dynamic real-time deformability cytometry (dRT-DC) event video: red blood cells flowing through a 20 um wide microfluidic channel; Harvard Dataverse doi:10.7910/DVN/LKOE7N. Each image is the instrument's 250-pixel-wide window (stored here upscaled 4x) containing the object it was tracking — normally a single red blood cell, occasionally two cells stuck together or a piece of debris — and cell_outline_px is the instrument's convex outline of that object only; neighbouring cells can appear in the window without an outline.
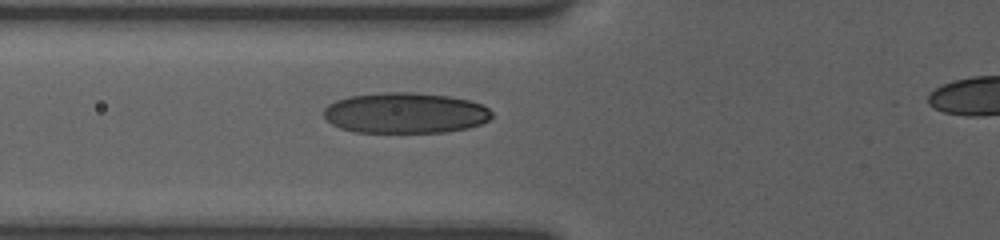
{"species": "human", "species_latin": "Homo sapiens", "temperature_condition": "room temperature", "stored_images_in_passage": 32, "camera_frame_rate_fps": 3000, "um_per_image_px": 0.085, "donor": {"sex": "female"}, "frame": {"image": 1, "passage_image": 2, "time_ms": 0.667, "image_size_px": [1000, 240], "cell_outline_px": [[492, 116], [488, 120], [480, 124], [468, 128], [444, 132], [356, 132], [340, 128], [332, 124], [324, 116], [324, 108], [328, 104], [336, 100], [348, 96], [384, 92], [412, 92], [448, 96], [468, 100], [480, 104], [488, 108], [492, 112]], "centroid_in_image_um": [34.43, 9.6], "position_along_channel_um": 91.4, "area_um2": 39.82}}
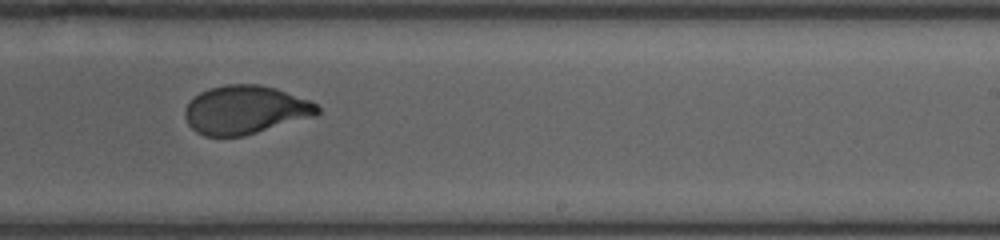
{"frame": {"image": 2, "passage_image": 17, "time_ms": 5.333, "image_size_px": [1000, 240], "cell_outline_px": [[320, 112], [316, 116], [244, 136], [204, 136], [196, 132], [188, 124], [184, 116], [184, 108], [200, 92], [208, 88], [228, 84], [260, 84], [276, 88], [308, 100], [316, 104], [320, 108]], "centroid_in_image_um": [20.85, 9.34], "position_along_channel_um": 268.2, "area_um2": 37.51}}
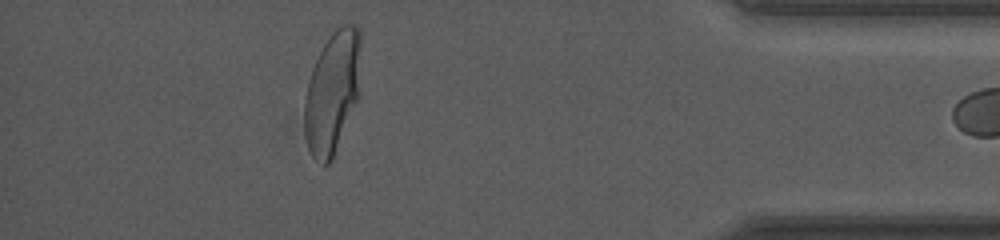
{"frame": {"image": 3, "passage_image": 32, "time_ms": 10.0, "image_size_px": [1000, 240], "cell_outline_px": [[360, 96], [332, 156], [328, 164], [324, 164], [312, 156], [308, 148], [304, 132], [304, 96], [308, 80], [312, 68], [328, 36], [336, 28], [344, 24], [356, 24], [360, 28]], "centroid_in_image_um": [28.26, 7.78], "position_along_channel_um": 406.9, "area_um2": 40.29}, "authors_computed_cell_mechanics": {"area_um2": 38.0902, "velocity_mm_per_s": 3.7675, "shape_relaxation_time_tau1_ms": 5.0088, "shape_relaxation_time_tau2_ms": null, "deformation_change_tau1": 0.1923, "deformation_change_tau2": null}}